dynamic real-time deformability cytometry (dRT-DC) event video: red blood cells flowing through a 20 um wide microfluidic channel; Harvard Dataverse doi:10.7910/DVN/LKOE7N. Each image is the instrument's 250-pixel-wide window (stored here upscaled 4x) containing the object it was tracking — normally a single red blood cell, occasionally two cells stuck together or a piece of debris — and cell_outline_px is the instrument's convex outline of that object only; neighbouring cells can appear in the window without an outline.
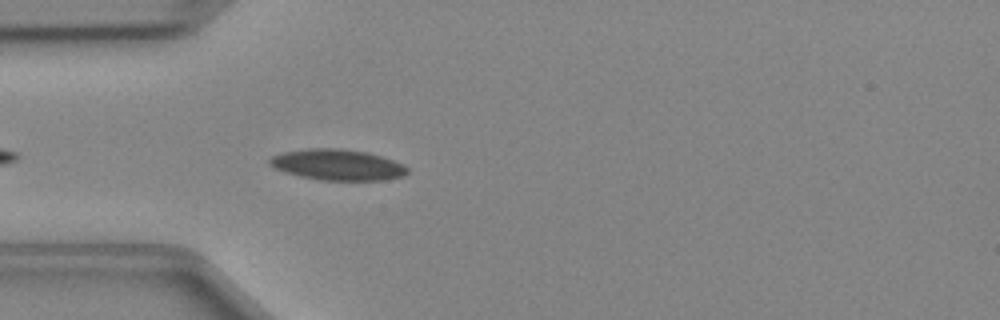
{"species": "Egyptian fruit bat (a non-hibernating species)", "species_latin": "Rousettus aegyptiacus", "temperature_condition": "cold", "stored_images_in_passage": 15, "camera_frame_rate_fps": 3000, "um_per_image_px": 0.085, "animal": {"sex": "female"}, "frame": {"image": 1, "passage_image": 3, "time_ms": 0.667, "image_size_px": [1000, 320], "cell_outline_px": [[408, 172], [404, 176], [384, 180], [320, 180], [300, 176], [284, 172], [268, 164], [268, 160], [272, 156], [284, 152], [308, 148], [340, 148], [368, 152], [404, 164], [408, 168]], "centroid_in_image_um": [28.69, 14.0], "position_along_channel_um": 56.3, "area_um2": 24.85}}
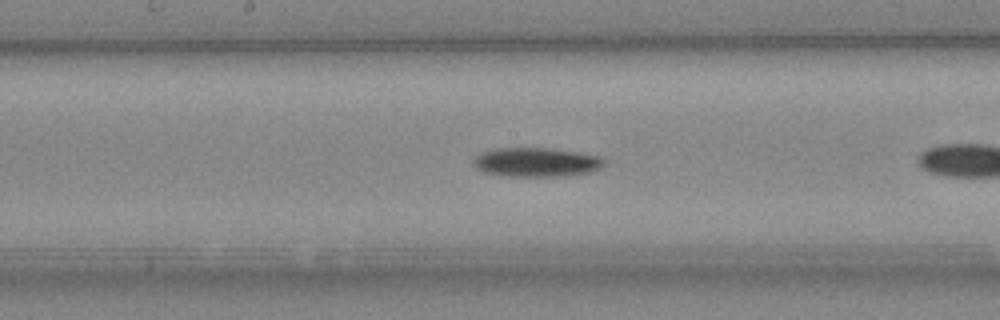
{"frame": {"image": 2, "passage_image": 11, "time_ms": 3.333, "image_size_px": [1000, 320], "cell_outline_px": [[604, 164], [600, 168], [592, 172], [564, 176], [500, 176], [484, 172], [476, 168], [472, 164], [472, 160], [480, 152], [492, 148], [548, 148], [576, 152], [596, 156], [604, 160]], "centroid_in_image_um": [45.51, 13.79], "position_along_channel_um": 202.7, "area_um2": 22.31}}